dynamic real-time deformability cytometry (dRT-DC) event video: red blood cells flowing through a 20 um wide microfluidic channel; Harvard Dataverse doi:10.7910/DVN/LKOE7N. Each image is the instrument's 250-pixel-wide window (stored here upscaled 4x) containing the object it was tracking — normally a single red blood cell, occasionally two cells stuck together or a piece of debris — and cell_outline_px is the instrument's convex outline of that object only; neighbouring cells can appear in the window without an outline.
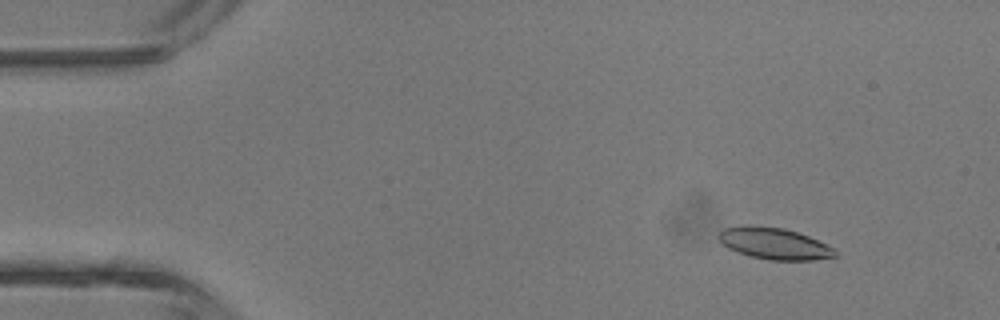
{"species": "common noctule bat (a hibernating species)", "species_latin": "Nyctalus noctula", "temperature_condition": "room temperature", "stored_images_in_passage": 4, "camera_frame_rate_fps": 3000, "um_per_image_px": 0.085, "animal": {"sex": "male", "body_mass_g": 13.3}, "frame": {"image": 1, "passage_image": 2, "time_ms": 1.0, "image_size_px": [1000, 320], "cell_outline_px": [[836, 256], [812, 260], [768, 260], [752, 256], [728, 248], [720, 240], [720, 232], [724, 228], [740, 224], [748, 224], [784, 228], [808, 236], [836, 248]], "centroid_in_image_um": [65.83, 20.68], "position_along_channel_um": 19.2, "area_um2": 21.33}}
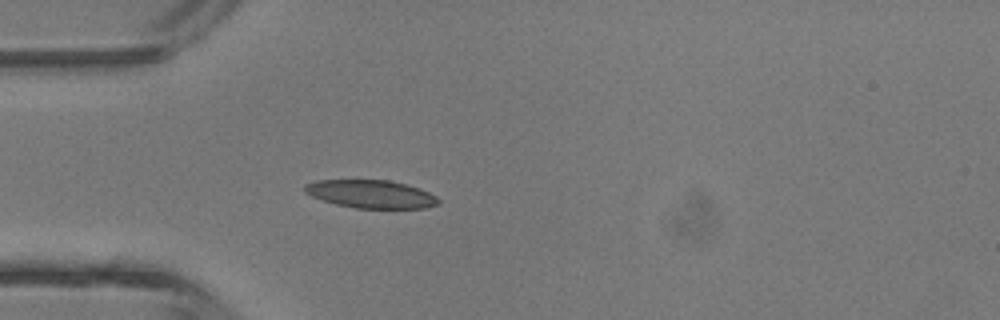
{"frame": {"image": 2, "passage_image": 4, "time_ms": 3.667, "image_size_px": [1000, 320], "cell_outline_px": [[440, 204], [424, 208], [356, 208], [336, 204], [312, 196], [304, 192], [304, 184], [316, 180], [388, 180], [420, 188], [436, 196], [440, 200]], "centroid_in_image_um": [31.54, 16.49], "position_along_channel_um": 53.5, "area_um2": 21.79}}